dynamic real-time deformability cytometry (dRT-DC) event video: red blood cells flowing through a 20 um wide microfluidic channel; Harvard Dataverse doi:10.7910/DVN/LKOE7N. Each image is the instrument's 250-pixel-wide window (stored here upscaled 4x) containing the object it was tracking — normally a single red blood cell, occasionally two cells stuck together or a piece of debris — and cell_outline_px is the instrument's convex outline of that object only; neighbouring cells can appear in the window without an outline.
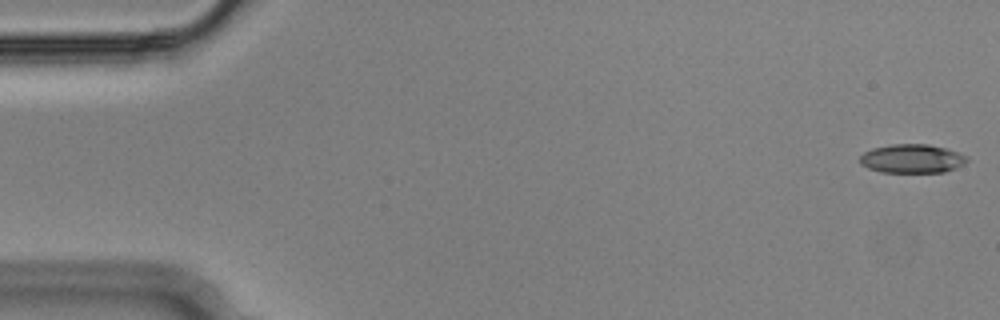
{"species": "Egyptian fruit bat (a non-hibernating species)", "species_latin": "Rousettus aegyptiacus", "temperature_condition": "cold", "stored_images_in_passage": 50, "camera_frame_rate_fps": 3000, "um_per_image_px": 0.085, "animal": {"sex": "male"}, "frame": {"image": 1, "passage_image": 1, "time_ms": 0.0, "image_size_px": [1000, 320], "cell_outline_px": [[968, 160], [964, 164], [956, 168], [944, 172], [880, 172], [868, 168], [860, 164], [860, 156], [864, 152], [872, 148], [892, 144], [928, 144], [944, 148], [968, 156]], "centroid_in_image_um": [77.51, 13.49], "position_along_channel_um": 7.5, "area_um2": 17.98}}
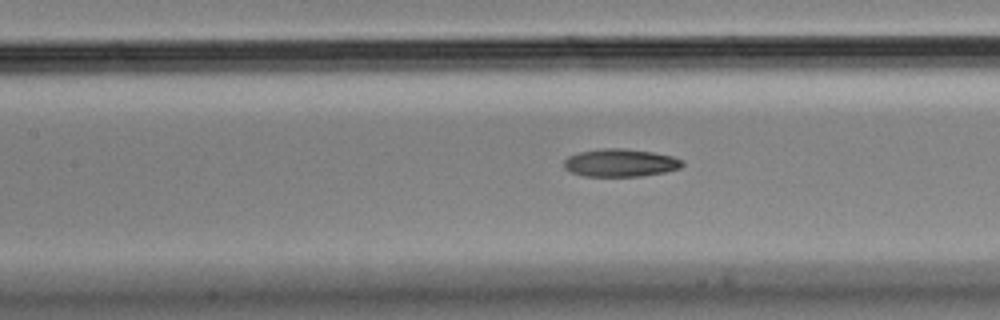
{"frame": {"image": 2, "passage_image": 24, "time_ms": 7.667, "image_size_px": [1000, 320], "cell_outline_px": [[684, 164], [680, 168], [664, 172], [640, 176], [584, 176], [572, 172], [564, 168], [564, 160], [568, 156], [580, 152], [604, 148], [624, 148], [652, 152], [672, 156], [684, 160]], "centroid_in_image_um": [52.74, 13.83], "position_along_channel_um": 154.7, "area_um2": 19.13}}
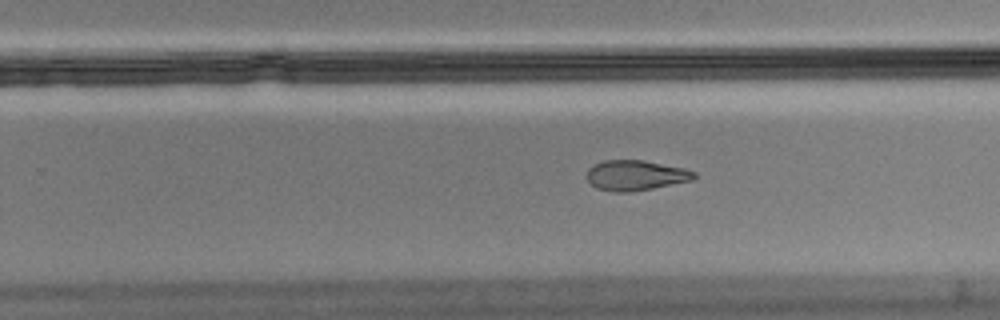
{"frame": {"image": 3, "passage_image": 34, "time_ms": 11.0, "image_size_px": [1000, 320], "cell_outline_px": [[696, 176], [692, 180], [632, 192], [612, 192], [596, 188], [588, 180], [588, 168], [592, 164], [604, 160], [644, 160], [684, 168], [696, 172]], "centroid_in_image_um": [54.01, 14.9], "position_along_channel_um": 275.8, "area_um2": 18.9}}